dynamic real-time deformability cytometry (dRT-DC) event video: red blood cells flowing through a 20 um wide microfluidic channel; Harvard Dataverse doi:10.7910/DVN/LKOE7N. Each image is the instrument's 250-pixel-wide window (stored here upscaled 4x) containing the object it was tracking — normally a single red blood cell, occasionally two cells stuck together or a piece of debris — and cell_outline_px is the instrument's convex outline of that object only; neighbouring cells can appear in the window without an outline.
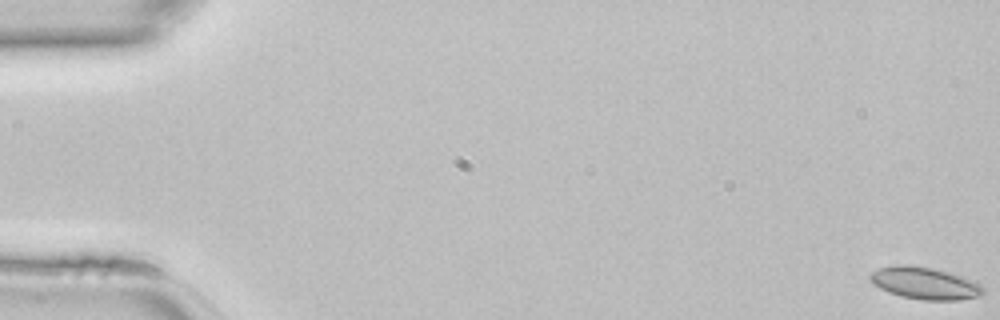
{"species": "common noctule bat (a hibernating species)", "species_latin": "Nyctalus noctula", "temperature_condition": "room temperature", "stored_images_in_passage": 47, "camera_frame_rate_fps": 3000, "um_per_image_px": 0.085, "animal": {"sex": "female", "body_mass_g": 22.7, "forearm_length_mm": 54.2}, "frame": {"image": 1, "passage_image": 1, "time_ms": 0.0, "image_size_px": [1000, 320], "cell_outline_px": [[984, 292], [980, 296], [956, 300], [920, 300], [900, 296], [888, 292], [872, 284], [868, 280], [868, 276], [872, 272], [880, 268], [896, 264], [908, 264], [932, 268], [948, 272], [960, 276], [980, 284], [984, 288]], "centroid_in_image_um": [78.55, 24.07], "position_along_channel_um": 6.4, "area_um2": 21.21}}
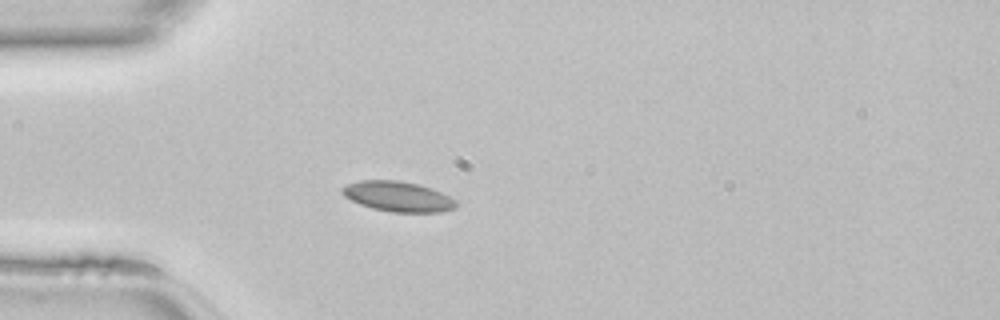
{"frame": {"image": 2, "passage_image": 14, "time_ms": 4.333, "image_size_px": [1000, 320], "cell_outline_px": [[456, 208], [440, 212], [392, 212], [372, 208], [360, 204], [344, 196], [340, 192], [340, 188], [344, 184], [360, 180], [400, 180], [420, 184], [432, 188], [456, 200]], "centroid_in_image_um": [33.79, 16.68], "position_along_channel_um": 51.2, "area_um2": 20.23}}
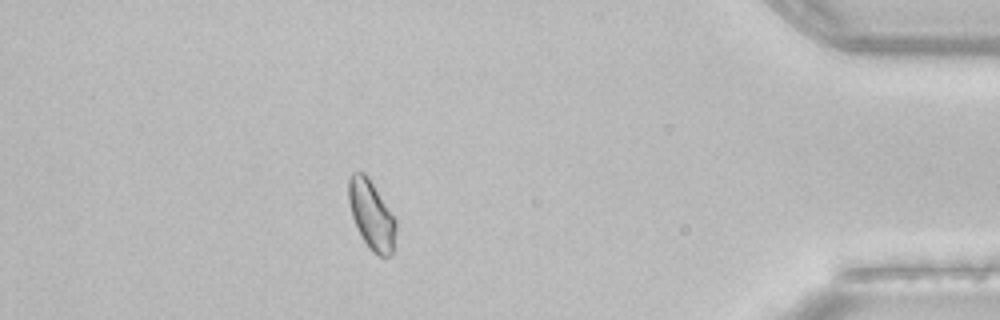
{"frame": {"image": 3, "passage_image": 42, "time_ms": 13.667, "image_size_px": [1000, 320], "cell_outline_px": [[396, 232], [392, 256], [380, 256], [372, 252], [368, 248], [352, 216], [348, 200], [348, 180], [352, 172], [364, 172], [368, 176], [396, 216]], "centroid_in_image_um": [31.61, 18.25], "position_along_channel_um": 403.6, "area_um2": 19.31}}